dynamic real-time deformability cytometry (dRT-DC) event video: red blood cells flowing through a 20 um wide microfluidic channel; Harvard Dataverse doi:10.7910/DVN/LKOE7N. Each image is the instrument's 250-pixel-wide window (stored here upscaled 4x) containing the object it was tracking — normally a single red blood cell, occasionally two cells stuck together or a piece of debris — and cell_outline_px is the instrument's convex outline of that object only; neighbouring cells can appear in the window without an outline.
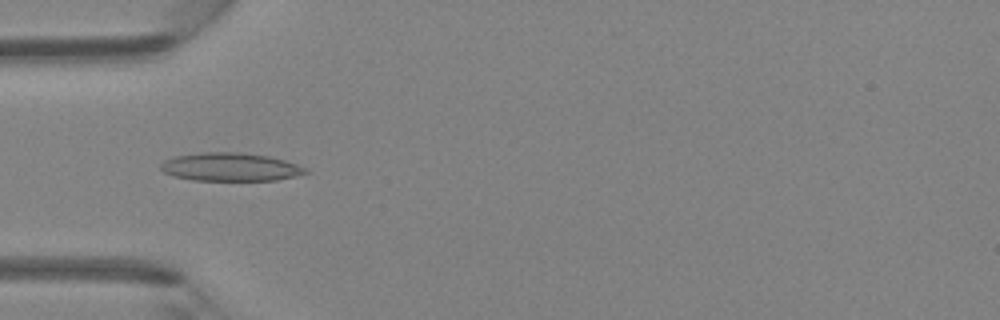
{"species": "Egyptian fruit bat (a non-hibernating species)", "species_latin": "Rousettus aegyptiacus", "temperature_condition": "room temperature", "stored_images_in_passage": 45, "camera_frame_rate_fps": 3000, "um_per_image_px": 0.085, "animal": {"sex": "female"}, "frame": {"image": 1, "passage_image": 14, "time_ms": 4.333, "image_size_px": [1000, 320], "cell_outline_px": [[308, 172], [296, 176], [276, 180], [192, 180], [172, 176], [164, 172], [160, 168], [160, 164], [164, 160], [176, 156], [204, 152], [240, 152], [268, 156], [284, 160], [296, 164], [304, 168]], "centroid_in_image_um": [19.54, 14.19], "position_along_channel_um": 65.5, "area_um2": 23.7}}
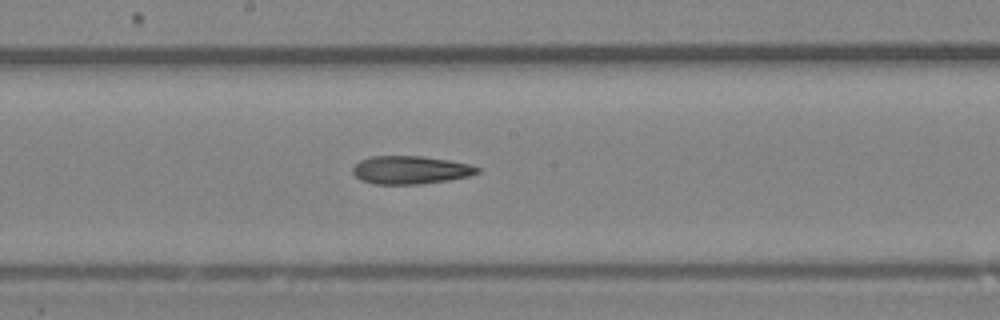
{"frame": {"image": 2, "passage_image": 24, "time_ms": 7.667, "image_size_px": [1000, 320], "cell_outline_px": [[480, 172], [468, 176], [448, 180], [420, 184], [376, 184], [360, 180], [352, 172], [352, 168], [360, 160], [368, 156], [424, 156], [448, 160], [468, 164], [480, 168]], "centroid_in_image_um": [34.86, 14.44], "position_along_channel_um": 213.3, "area_um2": 20.4}}
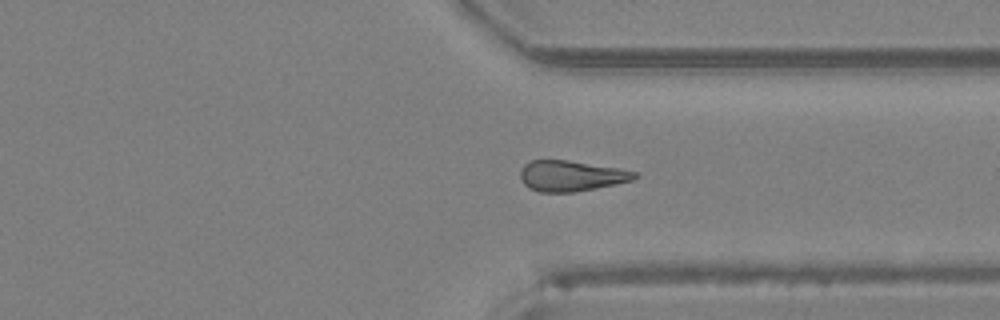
{"frame": {"image": 3, "passage_image": 34, "time_ms": 11.0, "image_size_px": [1000, 320], "cell_outline_px": [[640, 176], [632, 180], [596, 188], [572, 192], [540, 192], [524, 184], [520, 176], [520, 172], [524, 164], [532, 160], [568, 160], [616, 168], [636, 172]], "centroid_in_image_um": [48.54, 14.94], "position_along_channel_um": 362.9, "area_um2": 20.11}}